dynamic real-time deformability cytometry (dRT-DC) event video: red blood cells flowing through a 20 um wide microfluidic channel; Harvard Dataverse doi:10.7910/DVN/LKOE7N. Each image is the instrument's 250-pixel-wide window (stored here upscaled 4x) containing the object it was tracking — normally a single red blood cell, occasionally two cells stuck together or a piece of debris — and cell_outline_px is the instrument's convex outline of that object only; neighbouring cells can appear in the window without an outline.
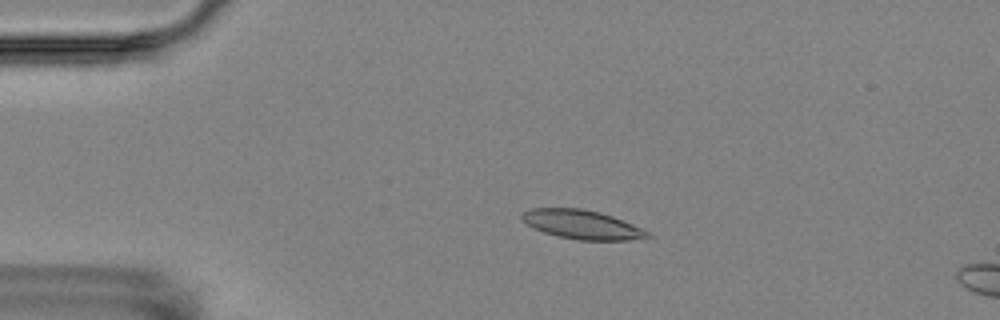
{"species": "Egyptian fruit bat (a non-hibernating species)", "species_latin": "Rousettus aegyptiacus", "temperature_condition": "room temperature", "stored_images_in_passage": 5, "camera_frame_rate_fps": 3000, "um_per_image_px": 0.085, "animal": {"sex": "female"}, "frame": {"image": 1, "passage_image": 3, "time_ms": 2.333, "image_size_px": [1000, 320], "cell_outline_px": [[652, 236], [628, 240], [580, 240], [556, 236], [544, 232], [528, 224], [520, 216], [524, 212], [532, 208], [580, 208], [600, 212], [612, 216], [632, 224], [648, 232]], "centroid_in_image_um": [49.47, 19.08], "position_along_channel_um": 35.5, "area_um2": 20.87}}